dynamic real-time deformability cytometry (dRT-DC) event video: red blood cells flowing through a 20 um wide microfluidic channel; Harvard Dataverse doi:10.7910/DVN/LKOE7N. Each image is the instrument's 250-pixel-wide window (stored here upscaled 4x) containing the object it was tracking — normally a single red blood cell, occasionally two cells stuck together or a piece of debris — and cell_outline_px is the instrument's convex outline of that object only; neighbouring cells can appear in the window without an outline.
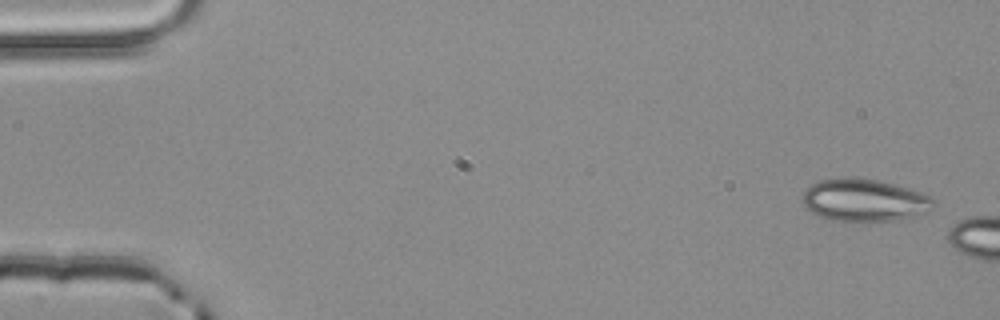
{"species": "common noctule bat (a hibernating species)", "species_latin": "Nyctalus noctula", "temperature_condition": "room temperature", "stored_images_in_passage": 6, "camera_frame_rate_fps": 3000, "um_per_image_px": 0.085, "animal": {"sex": "male", "body_mass_g": 20.4}, "frame": {"image": 1, "passage_image": 1, "time_ms": 0.0, "image_size_px": [1000, 320], "cell_outline_px": [[936, 204], [924, 212], [900, 220], [832, 220], [820, 216], [812, 212], [800, 200], [804, 192], [812, 184], [820, 180], [848, 176], [852, 176], [876, 180], [892, 184], [920, 192], [932, 196], [936, 200]], "centroid_in_image_um": [73.45, 16.99], "position_along_channel_um": 11.5, "area_um2": 32.08}}